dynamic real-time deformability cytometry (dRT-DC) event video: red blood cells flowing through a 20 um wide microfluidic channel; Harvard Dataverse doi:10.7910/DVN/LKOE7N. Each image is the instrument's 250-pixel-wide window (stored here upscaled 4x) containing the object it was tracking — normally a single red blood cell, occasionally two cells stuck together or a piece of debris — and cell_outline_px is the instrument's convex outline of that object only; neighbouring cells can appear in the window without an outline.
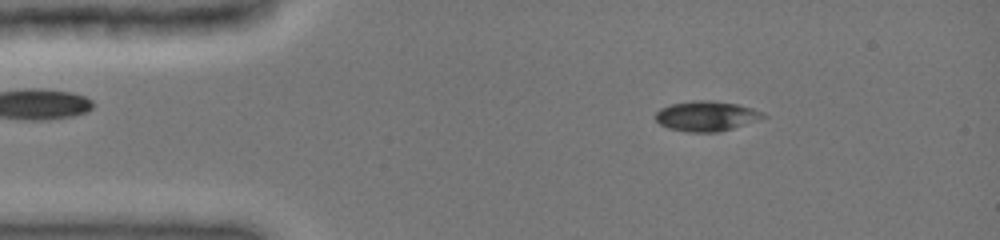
{"species": "common noctule bat (a hibernating species)", "species_latin": "Nyctalus noctula", "temperature_condition": "cold", "stored_images_in_passage": 10, "camera_frame_rate_fps": 3000, "um_per_image_px": 0.085, "animal": {"sex": "female", "body_mass_g": 19.0, "forearm_length_mm": 51.5}, "frame": {"image": 1, "passage_image": 5, "time_ms": 1.667, "image_size_px": [1000, 240], "cell_outline_px": [[768, 116], [720, 132], [688, 132], [668, 128], [660, 124], [656, 120], [656, 112], [660, 108], [672, 104], [696, 100], [712, 100], [736, 104], [752, 108], [764, 112]], "centroid_in_image_um": [60.03, 9.86], "position_along_channel_um": 25.0, "area_um2": 18.73}}
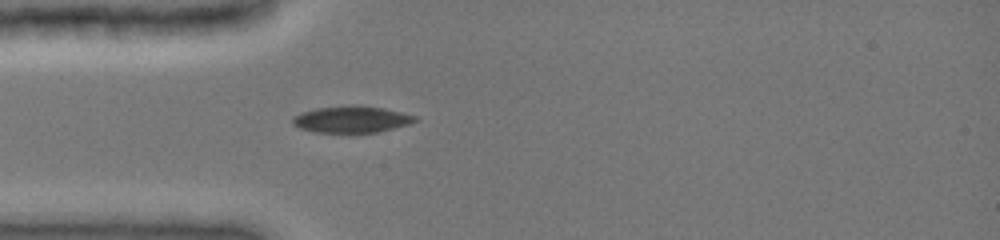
{"frame": {"image": 2, "passage_image": 10, "time_ms": 3.667, "image_size_px": [1000, 240], "cell_outline_px": [[420, 120], [408, 124], [376, 132], [316, 132], [300, 128], [292, 124], [292, 116], [300, 112], [316, 108], [352, 104], [356, 104], [384, 108], [416, 116]], "centroid_in_image_um": [29.85, 10.12], "position_along_channel_um": 55.1, "area_um2": 19.07}}